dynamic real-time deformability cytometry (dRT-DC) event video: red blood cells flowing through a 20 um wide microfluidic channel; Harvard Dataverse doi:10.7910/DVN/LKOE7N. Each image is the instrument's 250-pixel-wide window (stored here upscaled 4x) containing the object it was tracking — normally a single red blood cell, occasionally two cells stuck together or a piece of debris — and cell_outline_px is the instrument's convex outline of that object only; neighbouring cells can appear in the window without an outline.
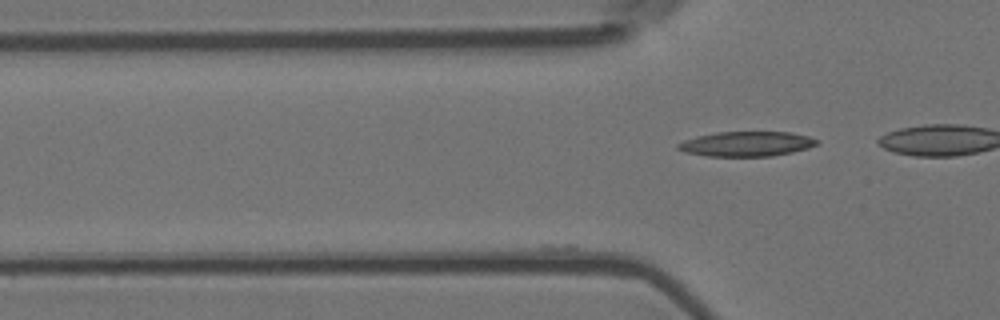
{"species": "Egyptian fruit bat (a non-hibernating species)", "species_latin": "Rousettus aegyptiacus", "temperature_condition": "room temperature", "stored_images_in_passage": 14, "camera_frame_rate_fps": 3000, "um_per_image_px": 0.085, "animal": {"sex": "female"}, "frame": {"image": 1, "passage_image": 14, "time_ms": 4.333, "image_size_px": [1000, 320], "cell_outline_px": [[820, 144], [808, 148], [792, 152], [772, 156], [708, 156], [684, 152], [676, 148], [676, 144], [684, 140], [696, 136], [716, 132], [792, 132], [808, 136], [820, 140]], "centroid_in_image_um": [63.47, 12.23], "position_along_channel_um": 62.3, "area_um2": 20.29}}